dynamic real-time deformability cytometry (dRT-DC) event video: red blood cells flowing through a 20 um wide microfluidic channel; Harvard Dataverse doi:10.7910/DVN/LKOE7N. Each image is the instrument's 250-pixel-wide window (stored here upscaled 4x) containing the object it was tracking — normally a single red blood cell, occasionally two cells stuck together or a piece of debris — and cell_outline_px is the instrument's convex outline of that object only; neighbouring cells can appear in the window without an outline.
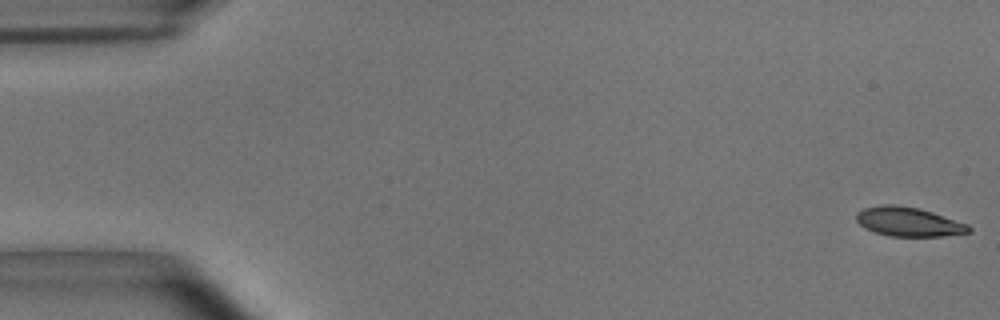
{"species": "common noctule bat (a hibernating species)", "species_latin": "Nyctalus noctula", "temperature_condition": "room temperature", "stored_images_in_passage": 54, "camera_frame_rate_fps": 3000, "um_per_image_px": 0.085, "animal": {"sex": "male", "body_mass_g": 15.6}, "frame": {"image": 1, "passage_image": 1, "time_ms": 0.0, "image_size_px": [1000, 320], "cell_outline_px": [[972, 232], [944, 236], [888, 236], [864, 228], [856, 220], [856, 212], [864, 208], [880, 204], [896, 204], [920, 208], [968, 224], [972, 228]], "centroid_in_image_um": [77.23, 18.84], "position_along_channel_um": 7.8, "area_um2": 19.31}}
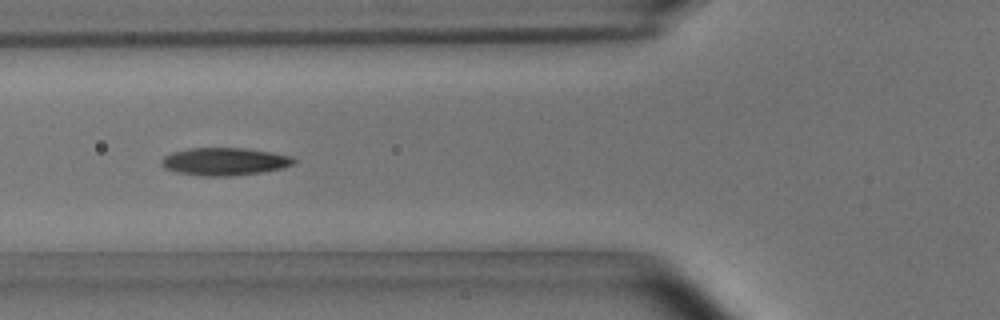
{"frame": {"image": 2, "passage_image": 20, "time_ms": 6.333, "image_size_px": [1000, 320], "cell_outline_px": [[296, 160], [292, 164], [284, 168], [260, 172], [232, 176], [200, 176], [176, 172], [164, 168], [160, 164], [160, 160], [164, 156], [172, 152], [188, 148], [244, 148], [272, 152], [292, 156]], "centroid_in_image_um": [19.06, 13.73], "position_along_channel_um": 106.7, "area_um2": 21.5}}
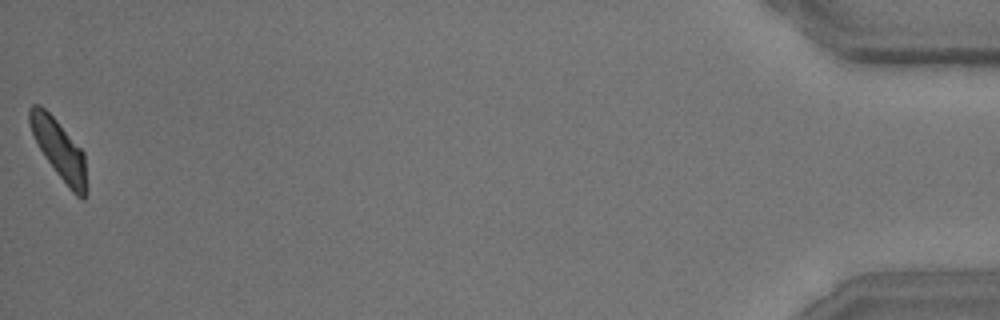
{"frame": {"image": 3, "passage_image": 54, "time_ms": 17.667, "image_size_px": [1000, 320], "cell_outline_px": [[88, 192], [84, 200], [76, 196], [72, 192], [56, 172], [44, 156], [32, 132], [28, 120], [28, 108], [32, 104], [40, 104], [56, 120], [84, 152], [88, 188]], "centroid_in_image_um": [5.06, 12.74], "position_along_channel_um": 430.1, "area_um2": 19.65}, "authors_computed_cell_mechanics": {"area_um2": 20.3456, "velocity_mm_per_s": 3.6915, "shape_relaxation_time_tau1_ms": 3.3978, "shape_relaxation_time_tau2_ms": 1.7572, "deformation_change_tau1": 0.1441, "deformation_change_tau2": 0.076}}